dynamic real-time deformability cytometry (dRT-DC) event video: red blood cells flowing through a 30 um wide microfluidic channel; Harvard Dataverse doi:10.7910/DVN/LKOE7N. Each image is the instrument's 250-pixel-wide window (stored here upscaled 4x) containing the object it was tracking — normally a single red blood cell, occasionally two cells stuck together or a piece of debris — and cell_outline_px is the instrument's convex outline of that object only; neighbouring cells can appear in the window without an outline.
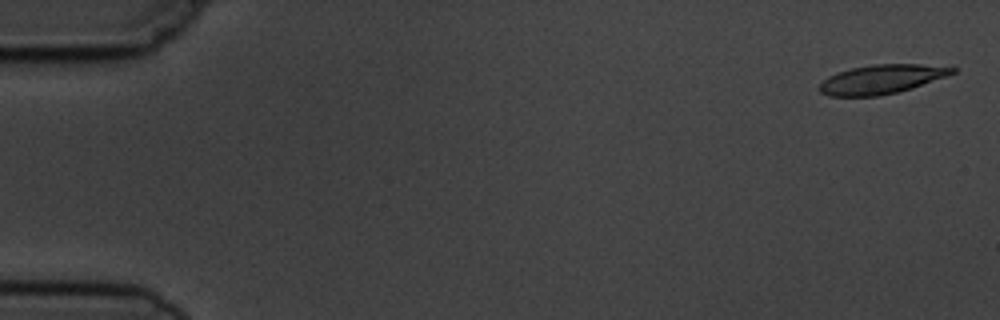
{"species": "common noctule bat (a hibernating species)", "species_latin": "Nyctalus noctula", "temperature_condition": "cold", "stored_images_in_passage": 8, "camera_frame_rate_fps": 3000, "um_per_image_px": 0.085, "animal": {"sex": "male", "body_mass_g": 19.5, "forearm_length_mm": 54.6}, "frame": {"image": 1, "passage_image": 1, "time_ms": 0.0, "image_size_px": [1000, 320], "cell_outline_px": [[956, 72], [948, 76], [912, 88], [880, 96], [828, 96], [820, 92], [820, 84], [828, 76], [836, 72], [852, 68], [872, 64], [920, 64], [956, 68]], "centroid_in_image_um": [74.93, 6.74], "position_along_channel_um": 10.1, "area_um2": 22.48}}
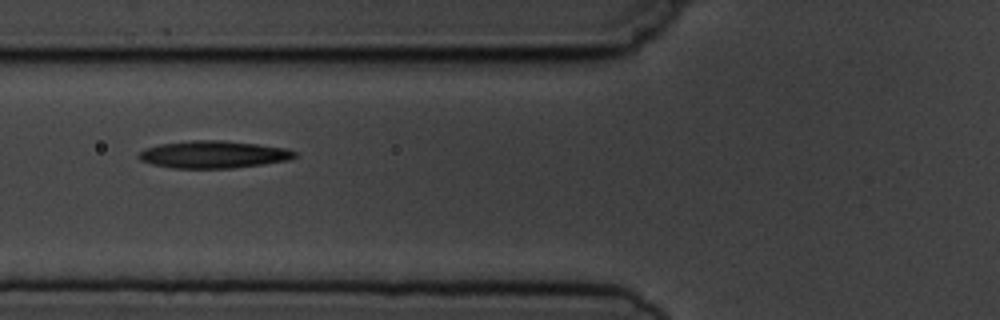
{"frame": {"image": 2, "passage_image": 6, "time_ms": 6.333, "image_size_px": [1000, 320], "cell_outline_px": [[296, 156], [288, 160], [264, 164], [232, 168], [172, 168], [152, 164], [140, 160], [136, 156], [144, 148], [160, 144], [192, 140], [224, 140], [288, 148], [296, 152]], "centroid_in_image_um": [18.13, 13.13], "position_along_channel_um": 107.7, "area_um2": 24.91}}
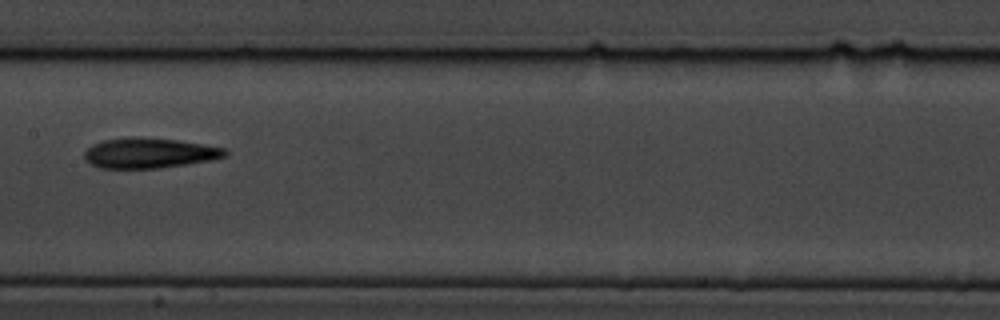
{"frame": {"image": 3, "passage_image": 8, "time_ms": 8.667, "image_size_px": [1000, 320], "cell_outline_px": [[228, 152], [224, 156], [212, 160], [160, 168], [100, 168], [92, 164], [84, 156], [84, 152], [92, 144], [104, 140], [136, 136], [176, 140], [224, 148]], "centroid_in_image_um": [12.67, 13.01], "position_along_channel_um": 194.7, "area_um2": 24.51}}